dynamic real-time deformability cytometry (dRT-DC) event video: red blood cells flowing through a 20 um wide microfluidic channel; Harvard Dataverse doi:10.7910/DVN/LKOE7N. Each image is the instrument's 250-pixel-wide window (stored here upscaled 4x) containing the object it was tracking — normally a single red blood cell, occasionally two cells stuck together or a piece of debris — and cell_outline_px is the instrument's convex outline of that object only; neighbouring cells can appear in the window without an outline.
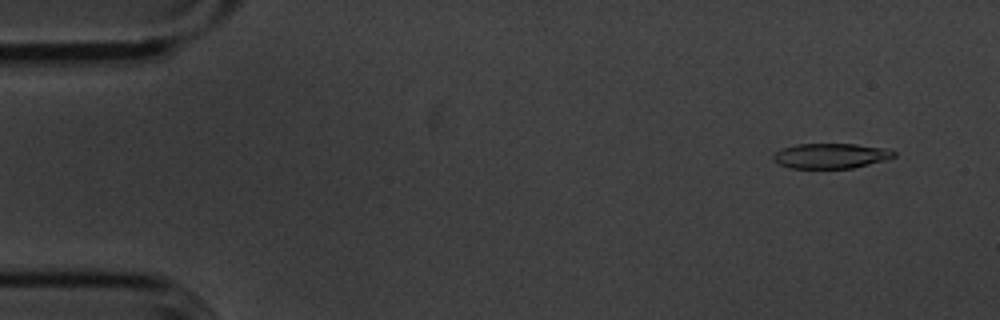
{"species": "common noctule bat (a hibernating species)", "species_latin": "Nyctalus noctula", "temperature_condition": "cold", "stored_images_in_passage": 55, "camera_frame_rate_fps": 3000, "um_per_image_px": 0.085, "animal": {"sex": "male", "body_mass_g": 20.1, "forearm_length_mm": 53.5}, "frame": {"image": 1, "passage_image": 4, "time_ms": 1.0, "image_size_px": [1000, 320], "cell_outline_px": [[896, 156], [884, 160], [852, 168], [788, 168], [772, 160], [772, 156], [776, 152], [784, 148], [796, 144], [856, 144], [888, 148], [896, 152]], "centroid_in_image_um": [70.62, 13.24], "position_along_channel_um": 14.4, "area_um2": 17.63}}
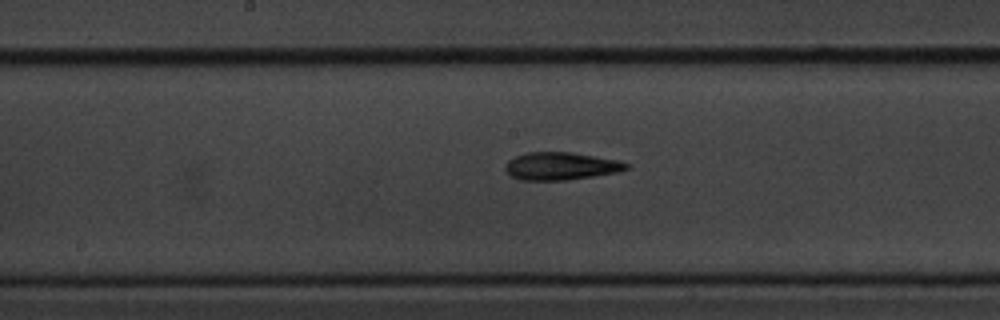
{"frame": {"image": 2, "passage_image": 28, "time_ms": 9.0, "image_size_px": [1000, 320], "cell_outline_px": [[632, 164], [628, 168], [620, 172], [564, 180], [520, 180], [512, 176], [504, 168], [504, 164], [508, 160], [516, 156], [528, 152], [572, 152], [616, 160]], "centroid_in_image_um": [47.67, 14.11], "position_along_channel_um": 200.5, "area_um2": 19.48}}
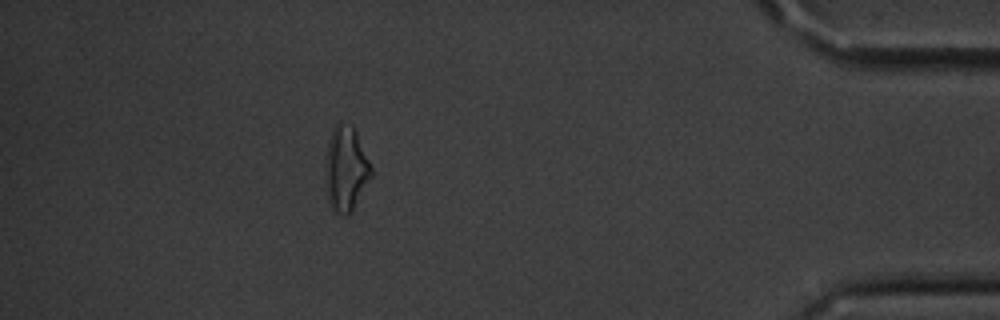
{"frame": {"image": 3, "passage_image": 49, "time_ms": 16.0, "image_size_px": [1000, 320], "cell_outline_px": [[372, 176], [352, 212], [348, 216], [344, 216], [336, 212], [332, 208], [328, 200], [324, 156], [328, 140], [332, 128], [340, 120], [352, 124], [356, 132], [372, 168]], "centroid_in_image_um": [29.38, 14.32], "position_along_channel_um": 405.8, "area_um2": 23.0}, "authors_computed_cell_mechanics": {"area_um2": 19.074, "velocity_mm_per_s": 3.6166, "shape_relaxation_time_tau1_ms": 4.8417, "shape_relaxation_time_tau2_ms": 6.6527, "deformation_change_tau1": 0.1423, "deformation_change_tau2": 0.188}}